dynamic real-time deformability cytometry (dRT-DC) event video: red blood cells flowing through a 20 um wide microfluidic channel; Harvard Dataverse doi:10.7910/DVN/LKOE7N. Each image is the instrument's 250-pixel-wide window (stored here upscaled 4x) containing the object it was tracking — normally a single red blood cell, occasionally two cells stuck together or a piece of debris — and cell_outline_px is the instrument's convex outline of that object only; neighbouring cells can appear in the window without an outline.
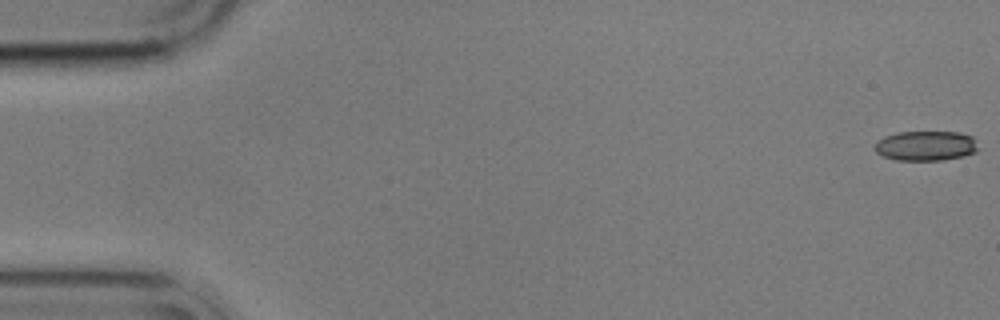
{"species": "common noctule bat (a hibernating species)", "species_latin": "Nyctalus noctula", "temperature_condition": "cold", "stored_images_in_passage": 54, "camera_frame_rate_fps": 3000, "um_per_image_px": 0.085, "animal": {"sex": "male", "body_mass_g": 17.9}, "frame": {"image": 1, "passage_image": 1, "time_ms": 0.0, "image_size_px": [1000, 320], "cell_outline_px": [[976, 152], [964, 156], [944, 160], [896, 160], [884, 156], [876, 152], [876, 144], [884, 136], [896, 132], [960, 132], [972, 136], [976, 148]], "centroid_in_image_um": [78.7, 12.39], "position_along_channel_um": 6.3, "area_um2": 17.8}}
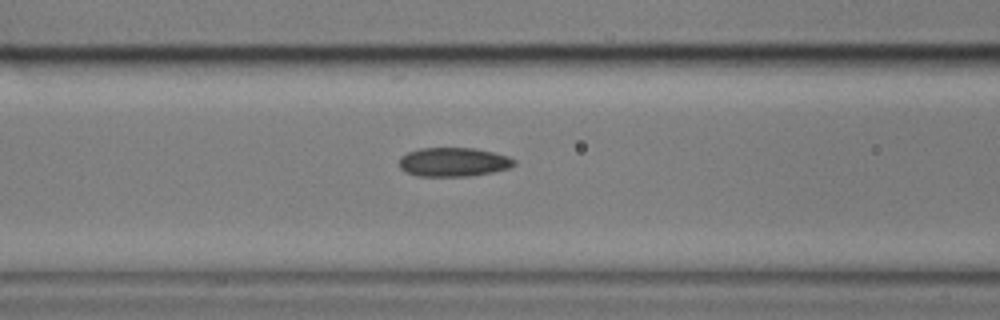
{"frame": {"image": 2, "passage_image": 23, "time_ms": 7.333, "image_size_px": [1000, 320], "cell_outline_px": [[516, 164], [508, 168], [492, 172], [468, 176], [416, 176], [404, 172], [400, 168], [400, 156], [408, 152], [420, 148], [476, 148], [508, 156], [516, 160]], "centroid_in_image_um": [38.53, 13.77], "position_along_channel_um": 128.1, "area_um2": 19.48}}
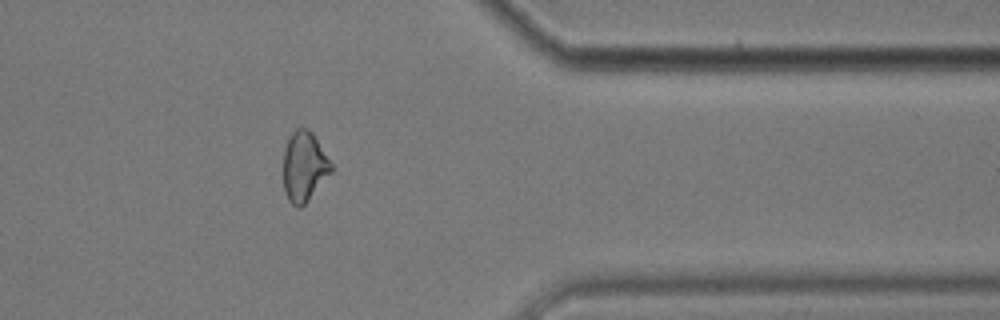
{"frame": {"image": 3, "passage_image": 46, "time_ms": 15.0, "image_size_px": [1000, 320], "cell_outline_px": [[332, 172], [308, 200], [300, 208], [296, 208], [288, 200], [284, 192], [284, 148], [292, 132], [296, 128], [304, 128], [312, 132], [332, 164]], "centroid_in_image_um": [25.85, 14.18], "position_along_channel_um": 385.6, "area_um2": 19.36}}